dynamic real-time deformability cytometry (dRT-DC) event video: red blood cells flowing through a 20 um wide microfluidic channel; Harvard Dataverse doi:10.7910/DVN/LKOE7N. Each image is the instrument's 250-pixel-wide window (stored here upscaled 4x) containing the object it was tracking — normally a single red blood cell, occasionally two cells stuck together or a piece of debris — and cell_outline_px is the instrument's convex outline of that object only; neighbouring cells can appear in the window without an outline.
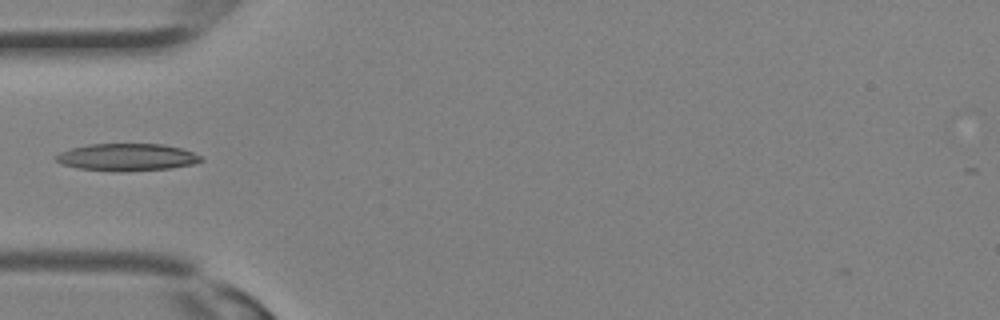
{"species": "Egyptian fruit bat (a non-hibernating species)", "species_latin": "Rousettus aegyptiacus", "temperature_condition": "room temperature", "stored_images_in_passage": 6, "camera_frame_rate_fps": 3000, "um_per_image_px": 0.085, "animal": {"sex": "female"}, "frame": {"image": 1, "passage_image": 1, "time_ms": 0.0, "image_size_px": [1000, 320], "cell_outline_px": [[204, 160], [192, 164], [168, 168], [80, 168], [64, 164], [56, 160], [56, 156], [60, 152], [72, 148], [88, 144], [164, 144], [180, 148], [192, 152], [200, 156]], "centroid_in_image_um": [10.83, 13.29], "position_along_channel_um": 74.2, "area_um2": 21.44}}
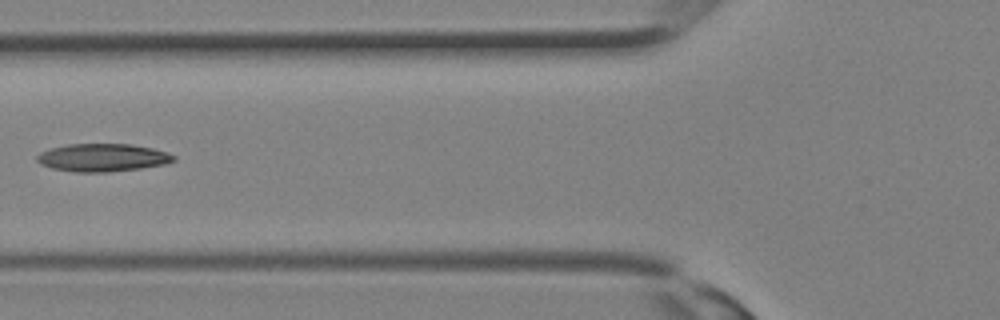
{"frame": {"image": 2, "passage_image": 3, "time_ms": 0.667, "image_size_px": [1000, 320], "cell_outline_px": [[176, 160], [164, 164], [140, 168], [108, 172], [76, 172], [52, 168], [40, 164], [36, 160], [36, 156], [40, 152], [52, 148], [68, 144], [132, 144], [152, 148], [168, 152], [176, 156]], "centroid_in_image_um": [8.73, 13.39], "position_along_channel_um": 117.1, "area_um2": 22.2}}
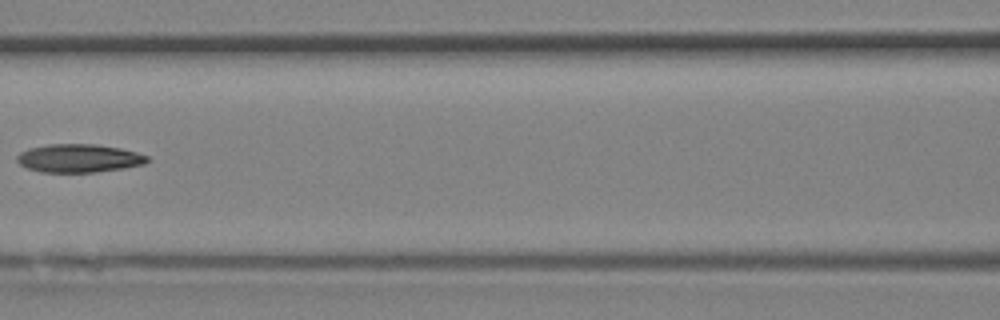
{"frame": {"image": 3, "passage_image": 5, "time_ms": 1.333, "image_size_px": [1000, 320], "cell_outline_px": [[148, 160], [144, 164], [124, 168], [96, 172], [40, 172], [28, 168], [20, 164], [16, 160], [16, 156], [20, 152], [28, 148], [48, 144], [96, 144], [120, 148], [136, 152], [148, 156]], "centroid_in_image_um": [6.68, 13.45], "position_along_channel_um": 159.9, "area_um2": 21.5}}